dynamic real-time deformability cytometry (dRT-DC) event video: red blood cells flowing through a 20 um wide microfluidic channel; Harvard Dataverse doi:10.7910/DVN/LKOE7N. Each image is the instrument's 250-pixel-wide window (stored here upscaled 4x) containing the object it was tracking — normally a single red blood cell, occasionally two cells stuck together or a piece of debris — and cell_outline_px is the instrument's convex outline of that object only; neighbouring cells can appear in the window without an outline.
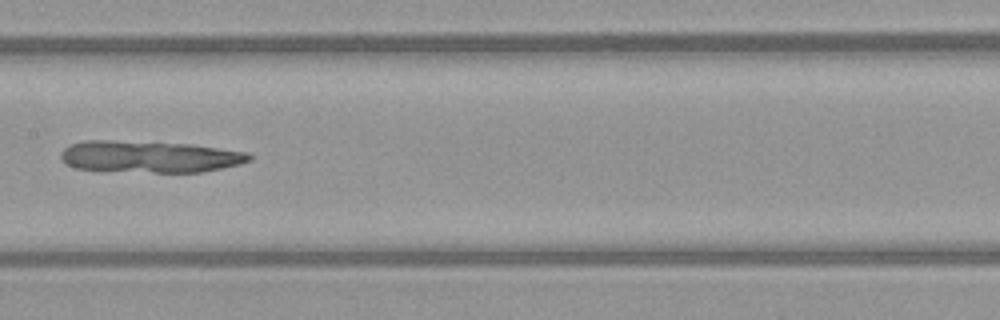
{"species": "common noctule bat (a hibernating species)", "species_latin": "Nyctalus noctula", "temperature_condition": "warm", "stored_images_in_passage": 51, "camera_frame_rate_fps": 3000, "um_per_image_px": 0.085, "animal": {"sex": "female", "body_mass_g": 21.9}, "frame": {"image": 1, "passage_image": 27, "time_ms": 8.667, "image_size_px": [1000, 320], "cell_outline_px": [[252, 160], [240, 164], [200, 172], [152, 172], [76, 168], [60, 160], [60, 152], [64, 148], [72, 144], [84, 140], [112, 140], [192, 144], [248, 152], [252, 156]], "centroid_in_image_um": [12.73, 13.3], "position_along_channel_um": 194.7, "area_um2": 34.74}}
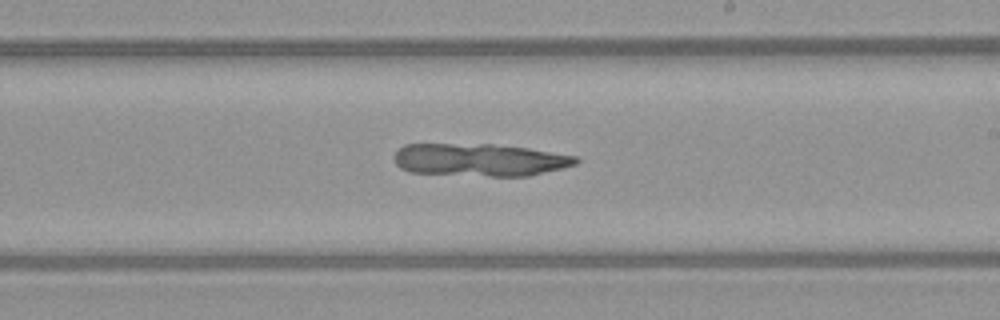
{"frame": {"image": 2, "passage_image": 31, "time_ms": 10.0, "image_size_px": [1000, 320], "cell_outline_px": [[580, 160], [576, 164], [528, 176], [488, 176], [412, 172], [400, 168], [396, 164], [396, 152], [404, 144], [492, 144], [528, 148], [576, 156]], "centroid_in_image_um": [40.78, 13.58], "position_along_channel_um": 248.2, "area_um2": 34.22}}
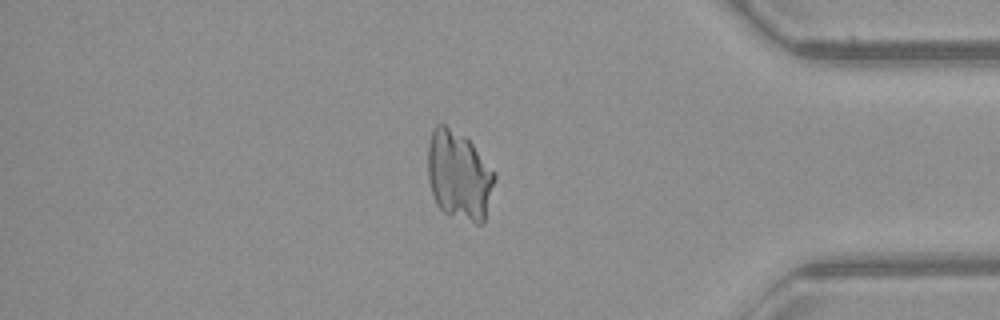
{"frame": {"image": 3, "passage_image": 44, "time_ms": 14.333, "image_size_px": [1000, 320], "cell_outline_px": [[496, 176], [484, 220], [480, 224], [476, 224], [448, 216], [436, 204], [432, 196], [428, 180], [428, 144], [432, 128], [436, 124], [444, 124], [464, 136], [472, 144], [496, 172]], "centroid_in_image_um": [38.99, 14.93], "position_along_channel_um": 396.2, "area_um2": 34.97}}